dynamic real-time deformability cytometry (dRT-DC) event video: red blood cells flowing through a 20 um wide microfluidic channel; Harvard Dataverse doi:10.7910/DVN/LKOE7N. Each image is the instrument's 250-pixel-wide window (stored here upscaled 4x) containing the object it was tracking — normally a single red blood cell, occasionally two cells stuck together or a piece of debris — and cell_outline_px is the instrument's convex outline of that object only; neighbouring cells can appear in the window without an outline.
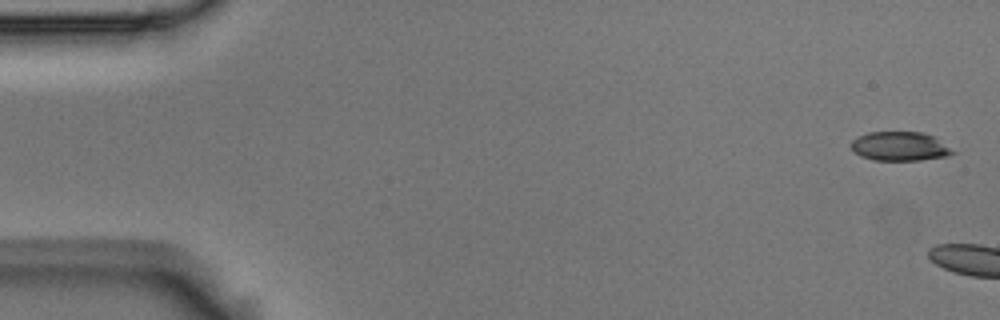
{"species": "Egyptian fruit bat (a non-hibernating species)", "species_latin": "Rousettus aegyptiacus", "temperature_condition": "room temperature", "stored_images_in_passage": 2, "camera_frame_rate_fps": 3000, "um_per_image_px": 0.085, "animal": {"sex": "male"}, "frame": {"image": 1, "passage_image": 1, "time_ms": 0.0, "image_size_px": [1000, 320], "cell_outline_px": [[956, 152], [948, 156], [920, 160], [872, 160], [860, 156], [852, 148], [852, 140], [856, 136], [868, 132], [920, 132], [936, 136]], "centroid_in_image_um": [76.51, 12.43], "position_along_channel_um": 8.5, "area_um2": 17.34}}